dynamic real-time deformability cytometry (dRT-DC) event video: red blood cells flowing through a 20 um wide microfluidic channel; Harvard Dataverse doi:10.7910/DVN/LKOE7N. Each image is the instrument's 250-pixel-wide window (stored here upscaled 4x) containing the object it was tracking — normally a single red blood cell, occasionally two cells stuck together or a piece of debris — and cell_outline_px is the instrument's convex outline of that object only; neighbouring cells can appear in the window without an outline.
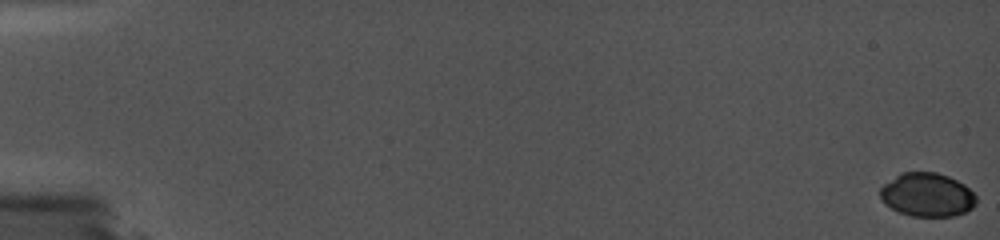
{"species": "common noctule bat (a hibernating species)", "species_latin": "Nyctalus noctula", "temperature_condition": "cold", "stored_images_in_passage": 19, "camera_frame_rate_fps": 5000, "um_per_image_px": 0.085, "animal": {"sex": "female", "body_mass_g": 19.0, "forearm_length_mm": 56.7}, "frame": {"image": 1, "passage_image": 1, "time_ms": 0.0, "image_size_px": [1000, 240], "cell_outline_px": [[976, 200], [964, 212], [948, 216], [912, 216], [900, 212], [892, 208], [880, 196], [880, 188], [884, 184], [900, 172], [936, 172], [948, 176], [964, 184], [976, 196]], "centroid_in_image_um": [78.78, 16.53], "position_along_channel_um": 6.2, "area_um2": 23.93}}